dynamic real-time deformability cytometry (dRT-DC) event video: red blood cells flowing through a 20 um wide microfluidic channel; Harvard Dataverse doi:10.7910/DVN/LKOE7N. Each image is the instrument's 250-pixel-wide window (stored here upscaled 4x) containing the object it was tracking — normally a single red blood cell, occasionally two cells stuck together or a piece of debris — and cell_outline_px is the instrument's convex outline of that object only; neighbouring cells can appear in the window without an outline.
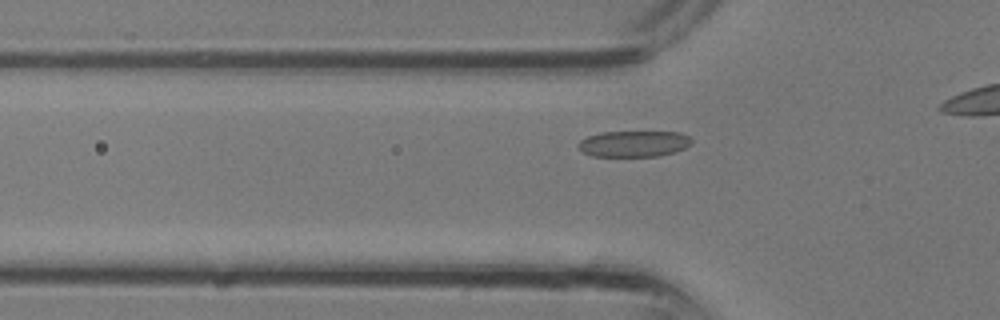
{"species": "common noctule bat (a hibernating species)", "species_latin": "Nyctalus noctula", "temperature_condition": "room temperature", "stored_images_in_passage": 4, "camera_frame_rate_fps": 3000, "um_per_image_px": 0.085, "animal": {"sex": "male", "body_mass_g": 13.3}, "frame": {"image": 1, "passage_image": 4, "time_ms": 1.0, "image_size_px": [1000, 320], "cell_outline_px": [[692, 144], [684, 148], [660, 156], [592, 156], [584, 152], [580, 148], [580, 140], [588, 136], [600, 132], [680, 132], [688, 136], [692, 140]], "centroid_in_image_um": [53.9, 12.21], "position_along_channel_um": 71.9, "area_um2": 17.05}}